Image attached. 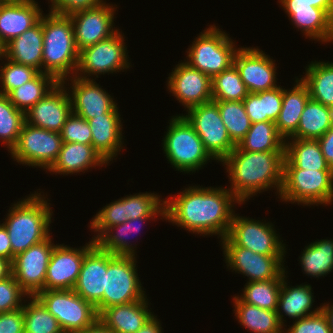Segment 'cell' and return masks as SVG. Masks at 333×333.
I'll use <instances>...</instances> for the list:
<instances>
[{
	"label": "cell",
	"instance_id": "ffe728a7",
	"mask_svg": "<svg viewBox=\"0 0 333 333\" xmlns=\"http://www.w3.org/2000/svg\"><path fill=\"white\" fill-rule=\"evenodd\" d=\"M68 79L71 81V86L67 90L71 99L72 113L83 119L90 120L103 116L118 105L113 96L97 84L95 79L72 76L63 79L61 82L67 83Z\"/></svg>",
	"mask_w": 333,
	"mask_h": 333
},
{
	"label": "cell",
	"instance_id": "7dc6e473",
	"mask_svg": "<svg viewBox=\"0 0 333 333\" xmlns=\"http://www.w3.org/2000/svg\"><path fill=\"white\" fill-rule=\"evenodd\" d=\"M125 216V197L107 204L92 218L89 227L95 232L92 239L96 241L109 227L127 221Z\"/></svg>",
	"mask_w": 333,
	"mask_h": 333
},
{
	"label": "cell",
	"instance_id": "7402d4cb",
	"mask_svg": "<svg viewBox=\"0 0 333 333\" xmlns=\"http://www.w3.org/2000/svg\"><path fill=\"white\" fill-rule=\"evenodd\" d=\"M107 273V251L95 244L84 256L77 283L73 290L85 301L103 310L105 274Z\"/></svg>",
	"mask_w": 333,
	"mask_h": 333
},
{
	"label": "cell",
	"instance_id": "f35d334b",
	"mask_svg": "<svg viewBox=\"0 0 333 333\" xmlns=\"http://www.w3.org/2000/svg\"><path fill=\"white\" fill-rule=\"evenodd\" d=\"M58 83L53 75L40 72L34 79L12 90L7 96L18 110L26 113Z\"/></svg>",
	"mask_w": 333,
	"mask_h": 333
},
{
	"label": "cell",
	"instance_id": "8992f818",
	"mask_svg": "<svg viewBox=\"0 0 333 333\" xmlns=\"http://www.w3.org/2000/svg\"><path fill=\"white\" fill-rule=\"evenodd\" d=\"M171 117L162 140V150L175 171L190 174L202 169L210 159L214 160L183 113Z\"/></svg>",
	"mask_w": 333,
	"mask_h": 333
},
{
	"label": "cell",
	"instance_id": "3957f363",
	"mask_svg": "<svg viewBox=\"0 0 333 333\" xmlns=\"http://www.w3.org/2000/svg\"><path fill=\"white\" fill-rule=\"evenodd\" d=\"M45 194H30L11 205L3 225L12 246V261L19 253L47 239L50 234L53 211Z\"/></svg>",
	"mask_w": 333,
	"mask_h": 333
},
{
	"label": "cell",
	"instance_id": "4316f807",
	"mask_svg": "<svg viewBox=\"0 0 333 333\" xmlns=\"http://www.w3.org/2000/svg\"><path fill=\"white\" fill-rule=\"evenodd\" d=\"M108 163L92 145L81 143H62L56 162L49 173L67 175L88 171L89 168L103 167Z\"/></svg>",
	"mask_w": 333,
	"mask_h": 333
},
{
	"label": "cell",
	"instance_id": "484cf974",
	"mask_svg": "<svg viewBox=\"0 0 333 333\" xmlns=\"http://www.w3.org/2000/svg\"><path fill=\"white\" fill-rule=\"evenodd\" d=\"M287 282L285 275L281 284L276 309L279 321L284 327H286L284 324L286 320L283 319V313L294 321L317 314L321 311V305L312 311L315 301L310 284H300L295 287H290Z\"/></svg>",
	"mask_w": 333,
	"mask_h": 333
},
{
	"label": "cell",
	"instance_id": "1f68e13d",
	"mask_svg": "<svg viewBox=\"0 0 333 333\" xmlns=\"http://www.w3.org/2000/svg\"><path fill=\"white\" fill-rule=\"evenodd\" d=\"M155 218L158 217L135 218L127 220L125 223L111 226L95 241V243L102 250H105L113 255L136 256L137 251L134 248H137V244L133 245L130 243L131 241L128 240L129 235L139 233L141 229L140 224L142 222H149V220H154Z\"/></svg>",
	"mask_w": 333,
	"mask_h": 333
},
{
	"label": "cell",
	"instance_id": "6125c7cd",
	"mask_svg": "<svg viewBox=\"0 0 333 333\" xmlns=\"http://www.w3.org/2000/svg\"><path fill=\"white\" fill-rule=\"evenodd\" d=\"M3 56H4V49H3V46H2L1 43H0V60H1V61H3V60H2Z\"/></svg>",
	"mask_w": 333,
	"mask_h": 333
},
{
	"label": "cell",
	"instance_id": "91938a15",
	"mask_svg": "<svg viewBox=\"0 0 333 333\" xmlns=\"http://www.w3.org/2000/svg\"><path fill=\"white\" fill-rule=\"evenodd\" d=\"M12 274L11 262L0 257V281Z\"/></svg>",
	"mask_w": 333,
	"mask_h": 333
},
{
	"label": "cell",
	"instance_id": "ab89813d",
	"mask_svg": "<svg viewBox=\"0 0 333 333\" xmlns=\"http://www.w3.org/2000/svg\"><path fill=\"white\" fill-rule=\"evenodd\" d=\"M27 298L30 299H26L22 306L24 333H64L57 319L36 296H29Z\"/></svg>",
	"mask_w": 333,
	"mask_h": 333
},
{
	"label": "cell",
	"instance_id": "c3c4849f",
	"mask_svg": "<svg viewBox=\"0 0 333 333\" xmlns=\"http://www.w3.org/2000/svg\"><path fill=\"white\" fill-rule=\"evenodd\" d=\"M63 143H81L92 145V132L86 119L71 113L61 132Z\"/></svg>",
	"mask_w": 333,
	"mask_h": 333
},
{
	"label": "cell",
	"instance_id": "52a82bcc",
	"mask_svg": "<svg viewBox=\"0 0 333 333\" xmlns=\"http://www.w3.org/2000/svg\"><path fill=\"white\" fill-rule=\"evenodd\" d=\"M228 35L218 26L210 25L199 33L187 49V60L184 59V62L211 78L230 68L239 48Z\"/></svg>",
	"mask_w": 333,
	"mask_h": 333
},
{
	"label": "cell",
	"instance_id": "9a60e30c",
	"mask_svg": "<svg viewBox=\"0 0 333 333\" xmlns=\"http://www.w3.org/2000/svg\"><path fill=\"white\" fill-rule=\"evenodd\" d=\"M51 236L14 257L12 275L28 296L44 291L47 267L55 244Z\"/></svg>",
	"mask_w": 333,
	"mask_h": 333
},
{
	"label": "cell",
	"instance_id": "f5cc1de1",
	"mask_svg": "<svg viewBox=\"0 0 333 333\" xmlns=\"http://www.w3.org/2000/svg\"><path fill=\"white\" fill-rule=\"evenodd\" d=\"M0 333H24L23 307L0 313Z\"/></svg>",
	"mask_w": 333,
	"mask_h": 333
},
{
	"label": "cell",
	"instance_id": "7c38bea8",
	"mask_svg": "<svg viewBox=\"0 0 333 333\" xmlns=\"http://www.w3.org/2000/svg\"><path fill=\"white\" fill-rule=\"evenodd\" d=\"M227 268L247 276V282L284 278L285 255H263L235 245L227 236L221 241ZM286 271V272H285Z\"/></svg>",
	"mask_w": 333,
	"mask_h": 333
},
{
	"label": "cell",
	"instance_id": "680465c9",
	"mask_svg": "<svg viewBox=\"0 0 333 333\" xmlns=\"http://www.w3.org/2000/svg\"><path fill=\"white\" fill-rule=\"evenodd\" d=\"M78 333H115L106 327L99 319L91 326Z\"/></svg>",
	"mask_w": 333,
	"mask_h": 333
},
{
	"label": "cell",
	"instance_id": "60d3db41",
	"mask_svg": "<svg viewBox=\"0 0 333 333\" xmlns=\"http://www.w3.org/2000/svg\"><path fill=\"white\" fill-rule=\"evenodd\" d=\"M283 278L247 282L238 297L245 303L262 309L276 311Z\"/></svg>",
	"mask_w": 333,
	"mask_h": 333
},
{
	"label": "cell",
	"instance_id": "5b68a950",
	"mask_svg": "<svg viewBox=\"0 0 333 333\" xmlns=\"http://www.w3.org/2000/svg\"><path fill=\"white\" fill-rule=\"evenodd\" d=\"M279 197L283 202L302 206L332 204L333 170L299 169L285 157Z\"/></svg>",
	"mask_w": 333,
	"mask_h": 333
},
{
	"label": "cell",
	"instance_id": "83f0119b",
	"mask_svg": "<svg viewBox=\"0 0 333 333\" xmlns=\"http://www.w3.org/2000/svg\"><path fill=\"white\" fill-rule=\"evenodd\" d=\"M43 30L40 21L8 42L4 47V57L42 72Z\"/></svg>",
	"mask_w": 333,
	"mask_h": 333
},
{
	"label": "cell",
	"instance_id": "681fc988",
	"mask_svg": "<svg viewBox=\"0 0 333 333\" xmlns=\"http://www.w3.org/2000/svg\"><path fill=\"white\" fill-rule=\"evenodd\" d=\"M23 297L28 295L21 289L12 274L0 281V313L22 308L25 301Z\"/></svg>",
	"mask_w": 333,
	"mask_h": 333
},
{
	"label": "cell",
	"instance_id": "f6af8a7d",
	"mask_svg": "<svg viewBox=\"0 0 333 333\" xmlns=\"http://www.w3.org/2000/svg\"><path fill=\"white\" fill-rule=\"evenodd\" d=\"M125 216L128 220L141 217L165 219V200L160 195L146 192L125 196Z\"/></svg>",
	"mask_w": 333,
	"mask_h": 333
},
{
	"label": "cell",
	"instance_id": "d6986e66",
	"mask_svg": "<svg viewBox=\"0 0 333 333\" xmlns=\"http://www.w3.org/2000/svg\"><path fill=\"white\" fill-rule=\"evenodd\" d=\"M234 65L239 71L249 93L270 90L278 87L275 60L258 47H240L234 57Z\"/></svg>",
	"mask_w": 333,
	"mask_h": 333
},
{
	"label": "cell",
	"instance_id": "d4e9b609",
	"mask_svg": "<svg viewBox=\"0 0 333 333\" xmlns=\"http://www.w3.org/2000/svg\"><path fill=\"white\" fill-rule=\"evenodd\" d=\"M147 296L140 301L103 309L98 319L115 333H136L154 314Z\"/></svg>",
	"mask_w": 333,
	"mask_h": 333
},
{
	"label": "cell",
	"instance_id": "4dcf8cb0",
	"mask_svg": "<svg viewBox=\"0 0 333 333\" xmlns=\"http://www.w3.org/2000/svg\"><path fill=\"white\" fill-rule=\"evenodd\" d=\"M233 304L235 318L250 333H284L276 311L247 304L238 295L234 296Z\"/></svg>",
	"mask_w": 333,
	"mask_h": 333
},
{
	"label": "cell",
	"instance_id": "f1b7e54d",
	"mask_svg": "<svg viewBox=\"0 0 333 333\" xmlns=\"http://www.w3.org/2000/svg\"><path fill=\"white\" fill-rule=\"evenodd\" d=\"M309 99V89L300 78H296L293 89H283L281 111L275 125L285 140L297 131L301 114Z\"/></svg>",
	"mask_w": 333,
	"mask_h": 333
},
{
	"label": "cell",
	"instance_id": "44dd1931",
	"mask_svg": "<svg viewBox=\"0 0 333 333\" xmlns=\"http://www.w3.org/2000/svg\"><path fill=\"white\" fill-rule=\"evenodd\" d=\"M66 83L59 82L25 113V122L45 130L61 132L72 113Z\"/></svg>",
	"mask_w": 333,
	"mask_h": 333
},
{
	"label": "cell",
	"instance_id": "8fae6325",
	"mask_svg": "<svg viewBox=\"0 0 333 333\" xmlns=\"http://www.w3.org/2000/svg\"><path fill=\"white\" fill-rule=\"evenodd\" d=\"M59 132L24 123L16 145L9 152L14 161L47 171L56 162L62 146Z\"/></svg>",
	"mask_w": 333,
	"mask_h": 333
},
{
	"label": "cell",
	"instance_id": "e575fe53",
	"mask_svg": "<svg viewBox=\"0 0 333 333\" xmlns=\"http://www.w3.org/2000/svg\"><path fill=\"white\" fill-rule=\"evenodd\" d=\"M300 78L308 87L310 98L333 108V63L311 61Z\"/></svg>",
	"mask_w": 333,
	"mask_h": 333
},
{
	"label": "cell",
	"instance_id": "db71d44e",
	"mask_svg": "<svg viewBox=\"0 0 333 333\" xmlns=\"http://www.w3.org/2000/svg\"><path fill=\"white\" fill-rule=\"evenodd\" d=\"M283 9L320 8L333 18V0H278Z\"/></svg>",
	"mask_w": 333,
	"mask_h": 333
},
{
	"label": "cell",
	"instance_id": "d590c367",
	"mask_svg": "<svg viewBox=\"0 0 333 333\" xmlns=\"http://www.w3.org/2000/svg\"><path fill=\"white\" fill-rule=\"evenodd\" d=\"M283 88H276L249 93L243 100L246 114L251 123L273 121L275 122L281 111Z\"/></svg>",
	"mask_w": 333,
	"mask_h": 333
},
{
	"label": "cell",
	"instance_id": "6f0895ef",
	"mask_svg": "<svg viewBox=\"0 0 333 333\" xmlns=\"http://www.w3.org/2000/svg\"><path fill=\"white\" fill-rule=\"evenodd\" d=\"M160 320L153 315L136 333H163Z\"/></svg>",
	"mask_w": 333,
	"mask_h": 333
},
{
	"label": "cell",
	"instance_id": "ee69618b",
	"mask_svg": "<svg viewBox=\"0 0 333 333\" xmlns=\"http://www.w3.org/2000/svg\"><path fill=\"white\" fill-rule=\"evenodd\" d=\"M25 123V113L18 110L7 95L0 94V140L9 149L16 145Z\"/></svg>",
	"mask_w": 333,
	"mask_h": 333
},
{
	"label": "cell",
	"instance_id": "2e32d148",
	"mask_svg": "<svg viewBox=\"0 0 333 333\" xmlns=\"http://www.w3.org/2000/svg\"><path fill=\"white\" fill-rule=\"evenodd\" d=\"M116 10L117 5L104 2L97 7L69 16L73 24L75 44L79 51L109 38L119 30L114 26Z\"/></svg>",
	"mask_w": 333,
	"mask_h": 333
},
{
	"label": "cell",
	"instance_id": "816d5d0a",
	"mask_svg": "<svg viewBox=\"0 0 333 333\" xmlns=\"http://www.w3.org/2000/svg\"><path fill=\"white\" fill-rule=\"evenodd\" d=\"M49 13L70 16L73 13L97 7L106 0H50Z\"/></svg>",
	"mask_w": 333,
	"mask_h": 333
},
{
	"label": "cell",
	"instance_id": "277c9868",
	"mask_svg": "<svg viewBox=\"0 0 333 333\" xmlns=\"http://www.w3.org/2000/svg\"><path fill=\"white\" fill-rule=\"evenodd\" d=\"M44 15L42 72L53 75L61 82L74 76L78 65L79 50L75 44L73 24L69 16Z\"/></svg>",
	"mask_w": 333,
	"mask_h": 333
},
{
	"label": "cell",
	"instance_id": "ba28073f",
	"mask_svg": "<svg viewBox=\"0 0 333 333\" xmlns=\"http://www.w3.org/2000/svg\"><path fill=\"white\" fill-rule=\"evenodd\" d=\"M136 258L107 252L103 309L140 301L147 296L139 280Z\"/></svg>",
	"mask_w": 333,
	"mask_h": 333
},
{
	"label": "cell",
	"instance_id": "11a10c76",
	"mask_svg": "<svg viewBox=\"0 0 333 333\" xmlns=\"http://www.w3.org/2000/svg\"><path fill=\"white\" fill-rule=\"evenodd\" d=\"M317 140L320 144L324 158L331 169H333V125L322 137Z\"/></svg>",
	"mask_w": 333,
	"mask_h": 333
},
{
	"label": "cell",
	"instance_id": "9f6ffc18",
	"mask_svg": "<svg viewBox=\"0 0 333 333\" xmlns=\"http://www.w3.org/2000/svg\"><path fill=\"white\" fill-rule=\"evenodd\" d=\"M0 257L12 263V246L7 229L0 223Z\"/></svg>",
	"mask_w": 333,
	"mask_h": 333
},
{
	"label": "cell",
	"instance_id": "603a6c76",
	"mask_svg": "<svg viewBox=\"0 0 333 333\" xmlns=\"http://www.w3.org/2000/svg\"><path fill=\"white\" fill-rule=\"evenodd\" d=\"M42 9L35 0H4L0 4V43L8 42L21 35L42 17Z\"/></svg>",
	"mask_w": 333,
	"mask_h": 333
},
{
	"label": "cell",
	"instance_id": "ac0fdd59",
	"mask_svg": "<svg viewBox=\"0 0 333 333\" xmlns=\"http://www.w3.org/2000/svg\"><path fill=\"white\" fill-rule=\"evenodd\" d=\"M167 82V89L185 109L212 101V78L180 62L173 68Z\"/></svg>",
	"mask_w": 333,
	"mask_h": 333
},
{
	"label": "cell",
	"instance_id": "8d00e7d4",
	"mask_svg": "<svg viewBox=\"0 0 333 333\" xmlns=\"http://www.w3.org/2000/svg\"><path fill=\"white\" fill-rule=\"evenodd\" d=\"M236 148L249 152L285 151V139L273 121L252 123Z\"/></svg>",
	"mask_w": 333,
	"mask_h": 333
},
{
	"label": "cell",
	"instance_id": "f546056e",
	"mask_svg": "<svg viewBox=\"0 0 333 333\" xmlns=\"http://www.w3.org/2000/svg\"><path fill=\"white\" fill-rule=\"evenodd\" d=\"M289 20L303 35L314 41L333 43V18L320 8L284 9Z\"/></svg>",
	"mask_w": 333,
	"mask_h": 333
},
{
	"label": "cell",
	"instance_id": "b9f144b4",
	"mask_svg": "<svg viewBox=\"0 0 333 333\" xmlns=\"http://www.w3.org/2000/svg\"><path fill=\"white\" fill-rule=\"evenodd\" d=\"M248 94L234 64L212 78V101H243Z\"/></svg>",
	"mask_w": 333,
	"mask_h": 333
},
{
	"label": "cell",
	"instance_id": "4fadbf2b",
	"mask_svg": "<svg viewBox=\"0 0 333 333\" xmlns=\"http://www.w3.org/2000/svg\"><path fill=\"white\" fill-rule=\"evenodd\" d=\"M183 116L203 142L205 150L217 162H222L236 147L228 135L218 105L210 101L186 110Z\"/></svg>",
	"mask_w": 333,
	"mask_h": 333
},
{
	"label": "cell",
	"instance_id": "6da1fadb",
	"mask_svg": "<svg viewBox=\"0 0 333 333\" xmlns=\"http://www.w3.org/2000/svg\"><path fill=\"white\" fill-rule=\"evenodd\" d=\"M235 203H242L226 187L189 186L178 195L165 198V219L202 236L228 234Z\"/></svg>",
	"mask_w": 333,
	"mask_h": 333
},
{
	"label": "cell",
	"instance_id": "94428289",
	"mask_svg": "<svg viewBox=\"0 0 333 333\" xmlns=\"http://www.w3.org/2000/svg\"><path fill=\"white\" fill-rule=\"evenodd\" d=\"M321 311L326 316L328 325L330 326L331 332L333 333V304L324 303L321 305Z\"/></svg>",
	"mask_w": 333,
	"mask_h": 333
},
{
	"label": "cell",
	"instance_id": "5bb4252c",
	"mask_svg": "<svg viewBox=\"0 0 333 333\" xmlns=\"http://www.w3.org/2000/svg\"><path fill=\"white\" fill-rule=\"evenodd\" d=\"M227 237L237 246L263 255H286V246L271 222L234 213Z\"/></svg>",
	"mask_w": 333,
	"mask_h": 333
},
{
	"label": "cell",
	"instance_id": "30bf717a",
	"mask_svg": "<svg viewBox=\"0 0 333 333\" xmlns=\"http://www.w3.org/2000/svg\"><path fill=\"white\" fill-rule=\"evenodd\" d=\"M124 33L118 30L109 38L79 51L78 65L74 76L91 79L92 75L117 73L130 69ZM91 76V78H90Z\"/></svg>",
	"mask_w": 333,
	"mask_h": 333
},
{
	"label": "cell",
	"instance_id": "7a4b0ae2",
	"mask_svg": "<svg viewBox=\"0 0 333 333\" xmlns=\"http://www.w3.org/2000/svg\"><path fill=\"white\" fill-rule=\"evenodd\" d=\"M285 151L249 152L236 147L221 162L228 172V189L243 204L250 197L271 190L279 196L283 183Z\"/></svg>",
	"mask_w": 333,
	"mask_h": 333
},
{
	"label": "cell",
	"instance_id": "836d02e7",
	"mask_svg": "<svg viewBox=\"0 0 333 333\" xmlns=\"http://www.w3.org/2000/svg\"><path fill=\"white\" fill-rule=\"evenodd\" d=\"M285 157L299 169L333 170L324 158L317 139H286Z\"/></svg>",
	"mask_w": 333,
	"mask_h": 333
},
{
	"label": "cell",
	"instance_id": "cb8c5ba5",
	"mask_svg": "<svg viewBox=\"0 0 333 333\" xmlns=\"http://www.w3.org/2000/svg\"><path fill=\"white\" fill-rule=\"evenodd\" d=\"M116 105L109 113L87 120L92 132V146L109 164L123 150V124Z\"/></svg>",
	"mask_w": 333,
	"mask_h": 333
},
{
	"label": "cell",
	"instance_id": "f907efd6",
	"mask_svg": "<svg viewBox=\"0 0 333 333\" xmlns=\"http://www.w3.org/2000/svg\"><path fill=\"white\" fill-rule=\"evenodd\" d=\"M284 333H332L326 316L320 311L317 314L295 320Z\"/></svg>",
	"mask_w": 333,
	"mask_h": 333
},
{
	"label": "cell",
	"instance_id": "74e56055",
	"mask_svg": "<svg viewBox=\"0 0 333 333\" xmlns=\"http://www.w3.org/2000/svg\"><path fill=\"white\" fill-rule=\"evenodd\" d=\"M303 273L319 278L333 270V239H321L305 246L299 256Z\"/></svg>",
	"mask_w": 333,
	"mask_h": 333
},
{
	"label": "cell",
	"instance_id": "e0dca14e",
	"mask_svg": "<svg viewBox=\"0 0 333 333\" xmlns=\"http://www.w3.org/2000/svg\"><path fill=\"white\" fill-rule=\"evenodd\" d=\"M93 239L80 248L54 246L45 278L44 290H71L75 287L85 254L95 245Z\"/></svg>",
	"mask_w": 333,
	"mask_h": 333
},
{
	"label": "cell",
	"instance_id": "bcb514c9",
	"mask_svg": "<svg viewBox=\"0 0 333 333\" xmlns=\"http://www.w3.org/2000/svg\"><path fill=\"white\" fill-rule=\"evenodd\" d=\"M4 65L0 68V94L8 95L12 90L21 87L34 79L40 72L30 66L15 63L3 56Z\"/></svg>",
	"mask_w": 333,
	"mask_h": 333
},
{
	"label": "cell",
	"instance_id": "9c48e42d",
	"mask_svg": "<svg viewBox=\"0 0 333 333\" xmlns=\"http://www.w3.org/2000/svg\"><path fill=\"white\" fill-rule=\"evenodd\" d=\"M36 297L57 319L64 333H78L98 320L96 307L73 289L44 290Z\"/></svg>",
	"mask_w": 333,
	"mask_h": 333
},
{
	"label": "cell",
	"instance_id": "7bdbcfd3",
	"mask_svg": "<svg viewBox=\"0 0 333 333\" xmlns=\"http://www.w3.org/2000/svg\"><path fill=\"white\" fill-rule=\"evenodd\" d=\"M232 142L237 146L251 127L243 101H214Z\"/></svg>",
	"mask_w": 333,
	"mask_h": 333
},
{
	"label": "cell",
	"instance_id": "d6a6232c",
	"mask_svg": "<svg viewBox=\"0 0 333 333\" xmlns=\"http://www.w3.org/2000/svg\"><path fill=\"white\" fill-rule=\"evenodd\" d=\"M333 125V108L309 99L299 120L297 131L288 139H318Z\"/></svg>",
	"mask_w": 333,
	"mask_h": 333
}]
</instances>
